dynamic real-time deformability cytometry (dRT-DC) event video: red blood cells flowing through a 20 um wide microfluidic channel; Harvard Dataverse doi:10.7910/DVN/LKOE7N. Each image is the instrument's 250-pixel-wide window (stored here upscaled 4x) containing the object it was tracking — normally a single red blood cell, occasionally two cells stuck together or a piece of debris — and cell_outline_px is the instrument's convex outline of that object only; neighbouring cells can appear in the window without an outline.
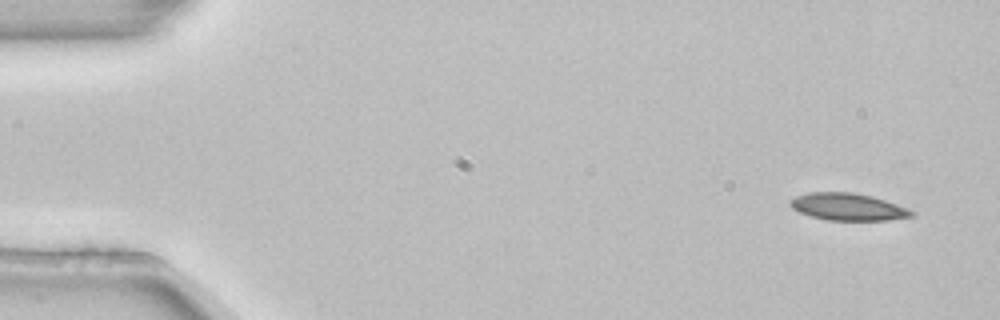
{"species": "common noctule bat (a hibernating species)", "species_latin": "Nyctalus noctula", "temperature_condition": "room temperature", "stored_images_in_passage": 4, "camera_frame_rate_fps": 3000, "um_per_image_px": 0.085, "animal": {"sex": "female", "body_mass_g": 22.7, "forearm_length_mm": 54.2}, "frame": {"image": 1, "passage_image": 1, "time_ms": 0.0, "image_size_px": [1000, 320], "cell_outline_px": [[916, 216], [888, 220], [828, 220], [812, 216], [800, 212], [792, 208], [788, 204], [796, 196], [808, 192], [852, 192], [872, 196], [908, 208], [916, 212]], "centroid_in_image_um": [72.11, 17.58], "position_along_channel_um": 12.9, "area_um2": 19.19}}
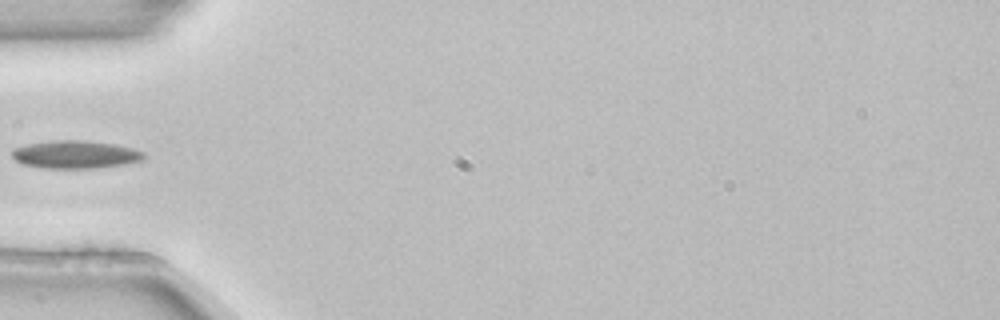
{"frame": {"image": 2, "passage_image": 4, "time_ms": 1.0, "image_size_px": [1000, 320], "cell_outline_px": [[144, 160], [124, 164], [92, 168], [44, 168], [24, 164], [16, 160], [12, 156], [12, 152], [16, 148], [28, 144], [60, 140], [84, 140], [116, 144], [132, 148], [144, 152]], "centroid_in_image_um": [6.45, 13.13], "position_along_channel_um": 78.5, "area_um2": 21.15}}